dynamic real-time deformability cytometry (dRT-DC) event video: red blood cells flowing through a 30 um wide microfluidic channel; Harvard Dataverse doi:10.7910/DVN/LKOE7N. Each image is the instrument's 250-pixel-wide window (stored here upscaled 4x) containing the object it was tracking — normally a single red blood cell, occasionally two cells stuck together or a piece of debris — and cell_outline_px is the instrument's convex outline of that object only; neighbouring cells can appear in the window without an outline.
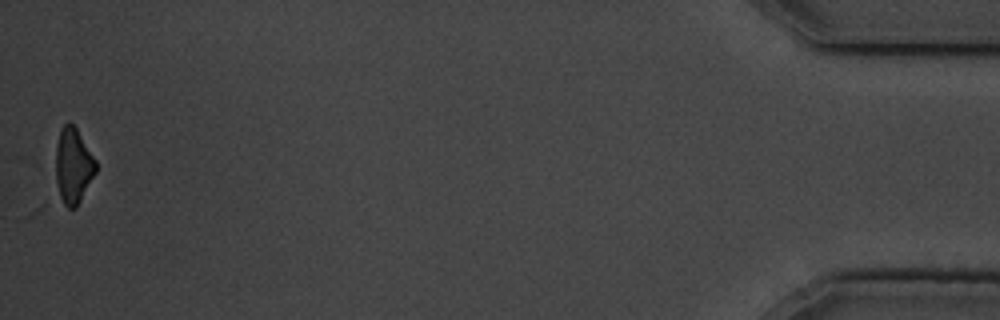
{"species": "common noctule bat (a hibernating species)", "species_latin": "Nyctalus noctula", "temperature_condition": "cold", "stored_images_in_passage": 12, "camera_frame_rate_fps": 3000, "um_per_image_px": 0.085, "animal": {"sex": "male", "body_mass_g": 19.5, "forearm_length_mm": 54.6}, "frame": {"image": 1, "passage_image": 12, "time_ms": 13.667, "image_size_px": [1000, 320], "cell_outline_px": [[96, 172], [76, 208], [68, 208], [60, 204], [48, 164], [60, 132], [64, 124], [72, 124], [76, 128], [96, 160]], "centroid_in_image_um": [6.08, 14.17], "position_along_channel_um": 429.1, "area_um2": 19.19}, "authors_computed_cell_mechanics": {"area_um2": 19.5653, "velocity_mm_per_s": 3.4718, "shape_relaxation_time_tau1_ms": null, "shape_relaxation_time_tau2_ms": 10.6721, "deformation_change_tau1": null, "deformation_change_tau2": 0.2075}}